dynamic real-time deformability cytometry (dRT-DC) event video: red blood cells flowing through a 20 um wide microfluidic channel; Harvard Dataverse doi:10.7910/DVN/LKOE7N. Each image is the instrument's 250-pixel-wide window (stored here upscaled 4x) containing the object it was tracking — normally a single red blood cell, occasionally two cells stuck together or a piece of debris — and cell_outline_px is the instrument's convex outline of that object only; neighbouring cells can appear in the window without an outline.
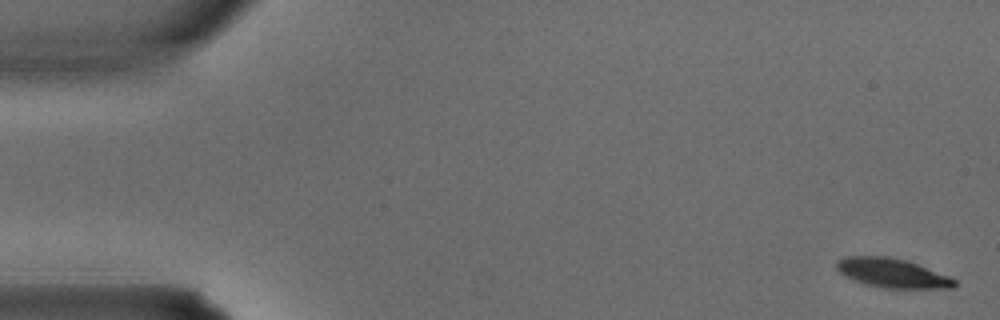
{"species": "common noctule bat (a hibernating species)", "species_latin": "Nyctalus noctula", "temperature_condition": "warm", "stored_images_in_passage": 3, "camera_frame_rate_fps": 3000, "um_per_image_px": 0.085, "animal": {"sex": "male", "body_mass_g": 15.6}, "frame": {"image": 1, "passage_image": 1, "time_ms": 0.0, "image_size_px": [1000, 320], "cell_outline_px": [[956, 284], [952, 288], [884, 288], [868, 284], [844, 276], [836, 268], [836, 264], [844, 256], [888, 256], [908, 260], [948, 276], [956, 280]], "centroid_in_image_um": [75.84, 23.2], "position_along_channel_um": 9.2, "area_um2": 19.88}}
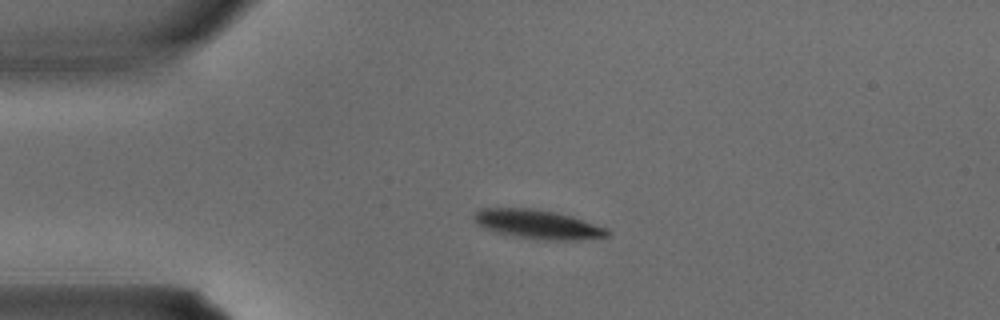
{"frame": {"image": 2, "passage_image": 3, "time_ms": 0.667, "image_size_px": [1000, 320], "cell_outline_px": [[612, 236], [576, 240], [548, 240], [520, 236], [496, 232], [484, 228], [472, 220], [472, 216], [480, 208], [532, 208], [556, 212], [572, 216], [608, 228], [612, 232]], "centroid_in_image_um": [45.76, 19.06], "position_along_channel_um": 39.2, "area_um2": 22.6}}